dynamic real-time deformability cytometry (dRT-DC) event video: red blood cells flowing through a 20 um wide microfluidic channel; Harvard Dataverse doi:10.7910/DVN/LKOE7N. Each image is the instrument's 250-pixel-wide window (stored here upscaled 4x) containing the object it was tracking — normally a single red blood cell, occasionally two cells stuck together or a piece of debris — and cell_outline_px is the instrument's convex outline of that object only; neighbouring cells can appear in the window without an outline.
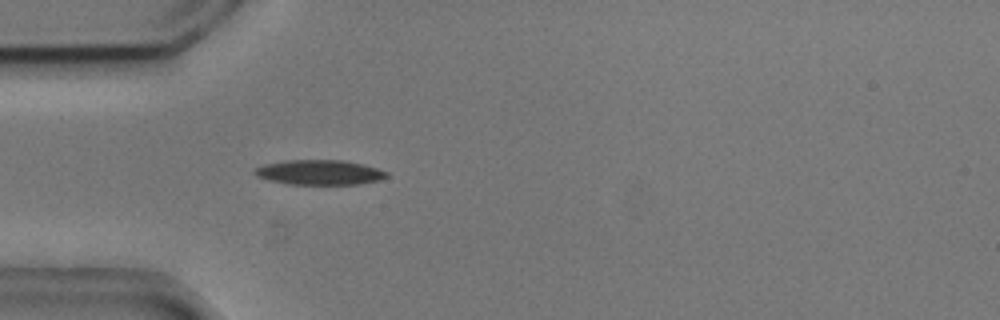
{"species": "common noctule bat (a hibernating species)", "species_latin": "Nyctalus noctula", "temperature_condition": "cold", "stored_images_in_passage": 5, "camera_frame_rate_fps": 3000, "um_per_image_px": 0.085, "animal": {"sex": "male", "body_mass_g": 20.5, "forearm_length_mm": 52.5}, "frame": {"image": 1, "passage_image": 5, "time_ms": 1.333, "image_size_px": [1000, 320], "cell_outline_px": [[388, 176], [380, 180], [360, 184], [288, 184], [268, 180], [256, 176], [252, 172], [256, 168], [264, 164], [284, 160], [344, 160], [364, 164], [388, 172]], "centroid_in_image_um": [27.15, 14.65], "position_along_channel_um": 57.9, "area_um2": 19.25}}